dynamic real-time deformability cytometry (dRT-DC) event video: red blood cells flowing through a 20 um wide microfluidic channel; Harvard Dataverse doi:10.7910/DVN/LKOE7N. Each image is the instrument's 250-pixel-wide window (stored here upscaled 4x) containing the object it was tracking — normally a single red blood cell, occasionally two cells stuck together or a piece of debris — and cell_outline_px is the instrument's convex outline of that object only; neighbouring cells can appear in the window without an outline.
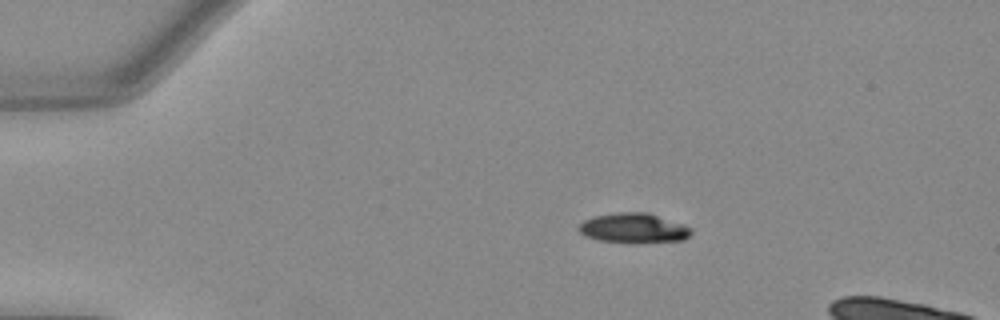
{"species": "Egyptian fruit bat (a non-hibernating species)", "species_latin": "Rousettus aegyptiacus", "temperature_condition": "warm", "stored_images_in_passage": 40, "camera_frame_rate_fps": 3000, "um_per_image_px": 0.085, "animal": {"sex": "female"}, "frame": {"image": 1, "passage_image": 1, "time_ms": 0.0, "image_size_px": [1000, 320], "cell_outline_px": [[692, 232], [684, 240], [640, 244], [632, 244], [596, 240], [584, 236], [576, 228], [584, 220], [592, 216], [620, 212], [648, 212], [684, 224], [692, 228]], "centroid_in_image_um": [53.85, 19.41], "position_along_channel_um": 31.1, "area_um2": 20.17}}
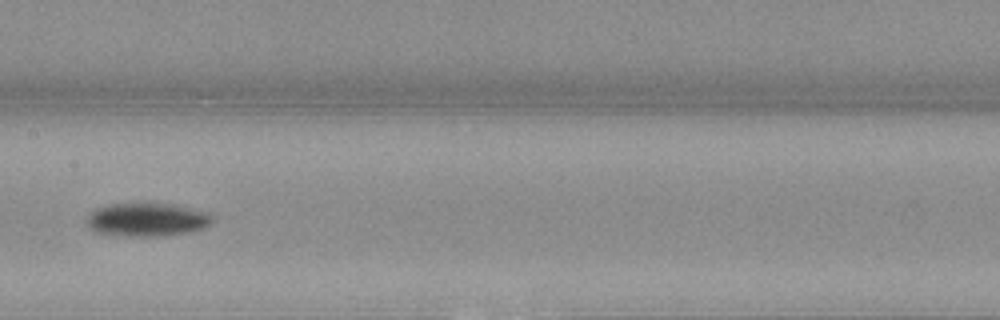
{"frame": {"image": 2, "passage_image": 18, "time_ms": 5.667, "image_size_px": [1000, 320], "cell_outline_px": [[212, 220], [208, 224], [200, 228], [188, 232], [164, 236], [124, 236], [96, 232], [88, 224], [88, 216], [96, 208], [108, 204], [144, 200], [172, 204], [204, 212]], "centroid_in_image_um": [12.42, 18.62], "position_along_channel_um": 195.0, "area_um2": 24.62}}
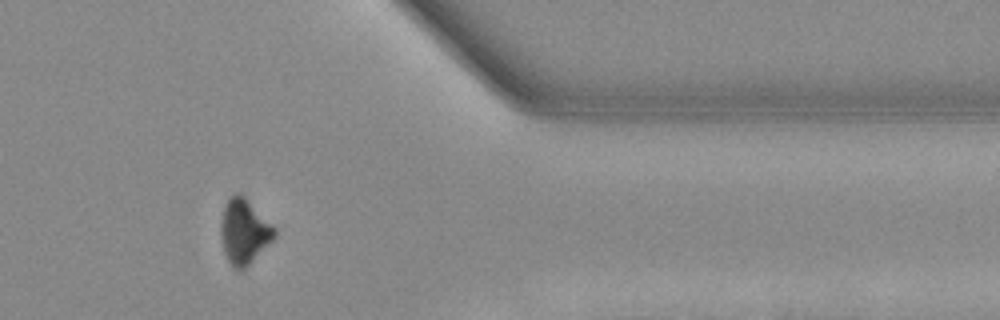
{"frame": {"image": 3, "passage_image": 34, "time_ms": 11.0, "image_size_px": [1000, 320], "cell_outline_px": [[276, 236], [240, 272], [236, 272], [232, 268], [224, 252], [220, 236], [220, 224], [224, 204], [236, 192], [244, 196], [276, 228]], "centroid_in_image_um": [20.72, 19.69], "position_along_channel_um": 390.7, "area_um2": 20.23}, "authors_computed_cell_mechanics": {"area_um2": 21.5016, "velocity_mm_per_s": 3.9969, "shape_relaxation_time_tau1_ms": 1.9458, "shape_relaxation_time_tau2_ms": null, "deformation_change_tau1": 0.1375, "deformation_change_tau2": null}}